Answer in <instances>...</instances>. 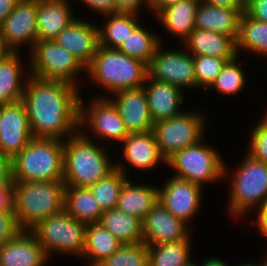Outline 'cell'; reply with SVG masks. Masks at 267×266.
<instances>
[{
  "instance_id": "obj_3",
  "label": "cell",
  "mask_w": 267,
  "mask_h": 266,
  "mask_svg": "<svg viewBox=\"0 0 267 266\" xmlns=\"http://www.w3.org/2000/svg\"><path fill=\"white\" fill-rule=\"evenodd\" d=\"M63 180L13 181V210L21 230H30L38 222L64 211Z\"/></svg>"
},
{
  "instance_id": "obj_4",
  "label": "cell",
  "mask_w": 267,
  "mask_h": 266,
  "mask_svg": "<svg viewBox=\"0 0 267 266\" xmlns=\"http://www.w3.org/2000/svg\"><path fill=\"white\" fill-rule=\"evenodd\" d=\"M86 75L93 84L102 87L112 95L118 91L144 86L148 76V65L141 60L129 57L118 49L98 46Z\"/></svg>"
},
{
  "instance_id": "obj_33",
  "label": "cell",
  "mask_w": 267,
  "mask_h": 266,
  "mask_svg": "<svg viewBox=\"0 0 267 266\" xmlns=\"http://www.w3.org/2000/svg\"><path fill=\"white\" fill-rule=\"evenodd\" d=\"M125 167V168H124ZM127 166L115 162V169L90 187L102 211L115 209L124 183L129 179Z\"/></svg>"
},
{
  "instance_id": "obj_27",
  "label": "cell",
  "mask_w": 267,
  "mask_h": 266,
  "mask_svg": "<svg viewBox=\"0 0 267 266\" xmlns=\"http://www.w3.org/2000/svg\"><path fill=\"white\" fill-rule=\"evenodd\" d=\"M200 0H183L163 9L156 17L163 30L183 43L196 28L195 17Z\"/></svg>"
},
{
  "instance_id": "obj_10",
  "label": "cell",
  "mask_w": 267,
  "mask_h": 266,
  "mask_svg": "<svg viewBox=\"0 0 267 266\" xmlns=\"http://www.w3.org/2000/svg\"><path fill=\"white\" fill-rule=\"evenodd\" d=\"M29 55L30 75L80 86L77 77L81 71L86 72V67L54 40L37 41Z\"/></svg>"
},
{
  "instance_id": "obj_11",
  "label": "cell",
  "mask_w": 267,
  "mask_h": 266,
  "mask_svg": "<svg viewBox=\"0 0 267 266\" xmlns=\"http://www.w3.org/2000/svg\"><path fill=\"white\" fill-rule=\"evenodd\" d=\"M108 97V98H107ZM87 105L83 98H79V131L87 129L98 140L121 143L130 133L128 132L117 107L109 99V96H96ZM87 126V128H86ZM89 128V129H88ZM89 130V131H88ZM100 138V139H99ZM113 143H112V142Z\"/></svg>"
},
{
  "instance_id": "obj_31",
  "label": "cell",
  "mask_w": 267,
  "mask_h": 266,
  "mask_svg": "<svg viewBox=\"0 0 267 266\" xmlns=\"http://www.w3.org/2000/svg\"><path fill=\"white\" fill-rule=\"evenodd\" d=\"M103 25H98L99 45L108 49H119L129 34L141 23L135 14L114 13L104 15Z\"/></svg>"
},
{
  "instance_id": "obj_49",
  "label": "cell",
  "mask_w": 267,
  "mask_h": 266,
  "mask_svg": "<svg viewBox=\"0 0 267 266\" xmlns=\"http://www.w3.org/2000/svg\"><path fill=\"white\" fill-rule=\"evenodd\" d=\"M20 0H0V26Z\"/></svg>"
},
{
  "instance_id": "obj_17",
  "label": "cell",
  "mask_w": 267,
  "mask_h": 266,
  "mask_svg": "<svg viewBox=\"0 0 267 266\" xmlns=\"http://www.w3.org/2000/svg\"><path fill=\"white\" fill-rule=\"evenodd\" d=\"M54 41L87 67L99 46V29L95 23L77 17L57 35Z\"/></svg>"
},
{
  "instance_id": "obj_12",
  "label": "cell",
  "mask_w": 267,
  "mask_h": 266,
  "mask_svg": "<svg viewBox=\"0 0 267 266\" xmlns=\"http://www.w3.org/2000/svg\"><path fill=\"white\" fill-rule=\"evenodd\" d=\"M160 43L148 65V76L182 90L197 89L193 56L185 49H164Z\"/></svg>"
},
{
  "instance_id": "obj_26",
  "label": "cell",
  "mask_w": 267,
  "mask_h": 266,
  "mask_svg": "<svg viewBox=\"0 0 267 266\" xmlns=\"http://www.w3.org/2000/svg\"><path fill=\"white\" fill-rule=\"evenodd\" d=\"M157 202V186L134 184L128 179L121 189L116 209L143 220Z\"/></svg>"
},
{
  "instance_id": "obj_25",
  "label": "cell",
  "mask_w": 267,
  "mask_h": 266,
  "mask_svg": "<svg viewBox=\"0 0 267 266\" xmlns=\"http://www.w3.org/2000/svg\"><path fill=\"white\" fill-rule=\"evenodd\" d=\"M19 52H10L0 60V103L10 105L22 100L28 71Z\"/></svg>"
},
{
  "instance_id": "obj_36",
  "label": "cell",
  "mask_w": 267,
  "mask_h": 266,
  "mask_svg": "<svg viewBox=\"0 0 267 266\" xmlns=\"http://www.w3.org/2000/svg\"><path fill=\"white\" fill-rule=\"evenodd\" d=\"M236 56L233 60L228 61L221 72L216 77L215 81L208 89H214L224 96H232L241 93L246 86L245 71L242 70L241 63Z\"/></svg>"
},
{
  "instance_id": "obj_34",
  "label": "cell",
  "mask_w": 267,
  "mask_h": 266,
  "mask_svg": "<svg viewBox=\"0 0 267 266\" xmlns=\"http://www.w3.org/2000/svg\"><path fill=\"white\" fill-rule=\"evenodd\" d=\"M143 23H140L124 40L123 44L118 49L129 57L141 60L149 65L151 59L155 53L156 48L163 40L158 34L152 33L150 28L146 30Z\"/></svg>"
},
{
  "instance_id": "obj_30",
  "label": "cell",
  "mask_w": 267,
  "mask_h": 266,
  "mask_svg": "<svg viewBox=\"0 0 267 266\" xmlns=\"http://www.w3.org/2000/svg\"><path fill=\"white\" fill-rule=\"evenodd\" d=\"M99 223L122 245L143 242L142 220L124 214L116 208L104 211Z\"/></svg>"
},
{
  "instance_id": "obj_16",
  "label": "cell",
  "mask_w": 267,
  "mask_h": 266,
  "mask_svg": "<svg viewBox=\"0 0 267 266\" xmlns=\"http://www.w3.org/2000/svg\"><path fill=\"white\" fill-rule=\"evenodd\" d=\"M1 126L0 153L12 159L33 138L26 106L22 101L5 105Z\"/></svg>"
},
{
  "instance_id": "obj_28",
  "label": "cell",
  "mask_w": 267,
  "mask_h": 266,
  "mask_svg": "<svg viewBox=\"0 0 267 266\" xmlns=\"http://www.w3.org/2000/svg\"><path fill=\"white\" fill-rule=\"evenodd\" d=\"M122 244L100 223L87 224L82 257L88 266H98L116 252Z\"/></svg>"
},
{
  "instance_id": "obj_18",
  "label": "cell",
  "mask_w": 267,
  "mask_h": 266,
  "mask_svg": "<svg viewBox=\"0 0 267 266\" xmlns=\"http://www.w3.org/2000/svg\"><path fill=\"white\" fill-rule=\"evenodd\" d=\"M117 107L129 133H146L152 130L144 86L118 91L109 98Z\"/></svg>"
},
{
  "instance_id": "obj_53",
  "label": "cell",
  "mask_w": 267,
  "mask_h": 266,
  "mask_svg": "<svg viewBox=\"0 0 267 266\" xmlns=\"http://www.w3.org/2000/svg\"><path fill=\"white\" fill-rule=\"evenodd\" d=\"M264 254H266L265 259L261 262H256L258 266H267V251Z\"/></svg>"
},
{
  "instance_id": "obj_29",
  "label": "cell",
  "mask_w": 267,
  "mask_h": 266,
  "mask_svg": "<svg viewBox=\"0 0 267 266\" xmlns=\"http://www.w3.org/2000/svg\"><path fill=\"white\" fill-rule=\"evenodd\" d=\"M64 210L84 224L99 223L103 214L90 188H65Z\"/></svg>"
},
{
  "instance_id": "obj_38",
  "label": "cell",
  "mask_w": 267,
  "mask_h": 266,
  "mask_svg": "<svg viewBox=\"0 0 267 266\" xmlns=\"http://www.w3.org/2000/svg\"><path fill=\"white\" fill-rule=\"evenodd\" d=\"M197 89H207L215 81L218 74L228 61L212 56H193Z\"/></svg>"
},
{
  "instance_id": "obj_6",
  "label": "cell",
  "mask_w": 267,
  "mask_h": 266,
  "mask_svg": "<svg viewBox=\"0 0 267 266\" xmlns=\"http://www.w3.org/2000/svg\"><path fill=\"white\" fill-rule=\"evenodd\" d=\"M230 179L228 214L236 219L263 208L267 202V163L248 153Z\"/></svg>"
},
{
  "instance_id": "obj_24",
  "label": "cell",
  "mask_w": 267,
  "mask_h": 266,
  "mask_svg": "<svg viewBox=\"0 0 267 266\" xmlns=\"http://www.w3.org/2000/svg\"><path fill=\"white\" fill-rule=\"evenodd\" d=\"M192 56H212L220 59H234L237 56L236 41L224 34L195 28L183 42Z\"/></svg>"
},
{
  "instance_id": "obj_23",
  "label": "cell",
  "mask_w": 267,
  "mask_h": 266,
  "mask_svg": "<svg viewBox=\"0 0 267 266\" xmlns=\"http://www.w3.org/2000/svg\"><path fill=\"white\" fill-rule=\"evenodd\" d=\"M245 8H226L199 1L195 27L232 37H238L240 18Z\"/></svg>"
},
{
  "instance_id": "obj_15",
  "label": "cell",
  "mask_w": 267,
  "mask_h": 266,
  "mask_svg": "<svg viewBox=\"0 0 267 266\" xmlns=\"http://www.w3.org/2000/svg\"><path fill=\"white\" fill-rule=\"evenodd\" d=\"M190 228L158 201L142 220L143 242L147 246L190 240Z\"/></svg>"
},
{
  "instance_id": "obj_19",
  "label": "cell",
  "mask_w": 267,
  "mask_h": 266,
  "mask_svg": "<svg viewBox=\"0 0 267 266\" xmlns=\"http://www.w3.org/2000/svg\"><path fill=\"white\" fill-rule=\"evenodd\" d=\"M144 90L153 123L173 118L183 112L181 104L185 96L181 88L147 76Z\"/></svg>"
},
{
  "instance_id": "obj_41",
  "label": "cell",
  "mask_w": 267,
  "mask_h": 266,
  "mask_svg": "<svg viewBox=\"0 0 267 266\" xmlns=\"http://www.w3.org/2000/svg\"><path fill=\"white\" fill-rule=\"evenodd\" d=\"M116 13L135 14L140 16L143 9L149 10V0H115Z\"/></svg>"
},
{
  "instance_id": "obj_35",
  "label": "cell",
  "mask_w": 267,
  "mask_h": 266,
  "mask_svg": "<svg viewBox=\"0 0 267 266\" xmlns=\"http://www.w3.org/2000/svg\"><path fill=\"white\" fill-rule=\"evenodd\" d=\"M191 240L148 247L149 266H187L192 261Z\"/></svg>"
},
{
  "instance_id": "obj_46",
  "label": "cell",
  "mask_w": 267,
  "mask_h": 266,
  "mask_svg": "<svg viewBox=\"0 0 267 266\" xmlns=\"http://www.w3.org/2000/svg\"><path fill=\"white\" fill-rule=\"evenodd\" d=\"M256 212V221L254 220L252 224L255 223V226L258 228L262 236L267 237V202L264 204L262 209L257 210Z\"/></svg>"
},
{
  "instance_id": "obj_47",
  "label": "cell",
  "mask_w": 267,
  "mask_h": 266,
  "mask_svg": "<svg viewBox=\"0 0 267 266\" xmlns=\"http://www.w3.org/2000/svg\"><path fill=\"white\" fill-rule=\"evenodd\" d=\"M183 0H149V11L156 17L163 9Z\"/></svg>"
},
{
  "instance_id": "obj_54",
  "label": "cell",
  "mask_w": 267,
  "mask_h": 266,
  "mask_svg": "<svg viewBox=\"0 0 267 266\" xmlns=\"http://www.w3.org/2000/svg\"><path fill=\"white\" fill-rule=\"evenodd\" d=\"M4 107H5V104L0 103V128L2 127L1 126V119H2V116H3V109H4ZM0 131H1V129H0Z\"/></svg>"
},
{
  "instance_id": "obj_22",
  "label": "cell",
  "mask_w": 267,
  "mask_h": 266,
  "mask_svg": "<svg viewBox=\"0 0 267 266\" xmlns=\"http://www.w3.org/2000/svg\"><path fill=\"white\" fill-rule=\"evenodd\" d=\"M70 0H37V41L54 40L77 16Z\"/></svg>"
},
{
  "instance_id": "obj_39",
  "label": "cell",
  "mask_w": 267,
  "mask_h": 266,
  "mask_svg": "<svg viewBox=\"0 0 267 266\" xmlns=\"http://www.w3.org/2000/svg\"><path fill=\"white\" fill-rule=\"evenodd\" d=\"M247 153L254 159L267 163V113L252 128Z\"/></svg>"
},
{
  "instance_id": "obj_44",
  "label": "cell",
  "mask_w": 267,
  "mask_h": 266,
  "mask_svg": "<svg viewBox=\"0 0 267 266\" xmlns=\"http://www.w3.org/2000/svg\"><path fill=\"white\" fill-rule=\"evenodd\" d=\"M13 187L11 158L0 153V188Z\"/></svg>"
},
{
  "instance_id": "obj_37",
  "label": "cell",
  "mask_w": 267,
  "mask_h": 266,
  "mask_svg": "<svg viewBox=\"0 0 267 266\" xmlns=\"http://www.w3.org/2000/svg\"><path fill=\"white\" fill-rule=\"evenodd\" d=\"M98 266H149L148 247L144 242L122 245Z\"/></svg>"
},
{
  "instance_id": "obj_9",
  "label": "cell",
  "mask_w": 267,
  "mask_h": 266,
  "mask_svg": "<svg viewBox=\"0 0 267 266\" xmlns=\"http://www.w3.org/2000/svg\"><path fill=\"white\" fill-rule=\"evenodd\" d=\"M206 113L185 110L170 119L158 121L152 126V133L161 156L167 161L176 152L205 139ZM204 133V134H203Z\"/></svg>"
},
{
  "instance_id": "obj_48",
  "label": "cell",
  "mask_w": 267,
  "mask_h": 266,
  "mask_svg": "<svg viewBox=\"0 0 267 266\" xmlns=\"http://www.w3.org/2000/svg\"><path fill=\"white\" fill-rule=\"evenodd\" d=\"M200 1L232 9V8H245L246 0H200Z\"/></svg>"
},
{
  "instance_id": "obj_55",
  "label": "cell",
  "mask_w": 267,
  "mask_h": 266,
  "mask_svg": "<svg viewBox=\"0 0 267 266\" xmlns=\"http://www.w3.org/2000/svg\"><path fill=\"white\" fill-rule=\"evenodd\" d=\"M187 266H200V263L199 265L197 263H195L194 261H191Z\"/></svg>"
},
{
  "instance_id": "obj_13",
  "label": "cell",
  "mask_w": 267,
  "mask_h": 266,
  "mask_svg": "<svg viewBox=\"0 0 267 266\" xmlns=\"http://www.w3.org/2000/svg\"><path fill=\"white\" fill-rule=\"evenodd\" d=\"M158 187V201L173 216L188 226L201 210L203 188L190 181L170 176Z\"/></svg>"
},
{
  "instance_id": "obj_14",
  "label": "cell",
  "mask_w": 267,
  "mask_h": 266,
  "mask_svg": "<svg viewBox=\"0 0 267 266\" xmlns=\"http://www.w3.org/2000/svg\"><path fill=\"white\" fill-rule=\"evenodd\" d=\"M36 15L37 0H20L4 20L0 34L11 52H20L22 46L32 51L37 42Z\"/></svg>"
},
{
  "instance_id": "obj_52",
  "label": "cell",
  "mask_w": 267,
  "mask_h": 266,
  "mask_svg": "<svg viewBox=\"0 0 267 266\" xmlns=\"http://www.w3.org/2000/svg\"><path fill=\"white\" fill-rule=\"evenodd\" d=\"M243 263H239L236 266H258L257 263L254 260H253V262L252 261H248V262L246 261V262H243Z\"/></svg>"
},
{
  "instance_id": "obj_1",
  "label": "cell",
  "mask_w": 267,
  "mask_h": 266,
  "mask_svg": "<svg viewBox=\"0 0 267 266\" xmlns=\"http://www.w3.org/2000/svg\"><path fill=\"white\" fill-rule=\"evenodd\" d=\"M79 88L29 74L21 101L33 138L65 141L79 131Z\"/></svg>"
},
{
  "instance_id": "obj_50",
  "label": "cell",
  "mask_w": 267,
  "mask_h": 266,
  "mask_svg": "<svg viewBox=\"0 0 267 266\" xmlns=\"http://www.w3.org/2000/svg\"><path fill=\"white\" fill-rule=\"evenodd\" d=\"M200 266H231L228 265L225 261L221 258H216L212 255V257L205 258L203 263L201 262Z\"/></svg>"
},
{
  "instance_id": "obj_7",
  "label": "cell",
  "mask_w": 267,
  "mask_h": 266,
  "mask_svg": "<svg viewBox=\"0 0 267 266\" xmlns=\"http://www.w3.org/2000/svg\"><path fill=\"white\" fill-rule=\"evenodd\" d=\"M216 147L205 140L176 152L166 161V166L173 170V176L185 179L202 187L229 178L228 164ZM228 171V172H227Z\"/></svg>"
},
{
  "instance_id": "obj_32",
  "label": "cell",
  "mask_w": 267,
  "mask_h": 266,
  "mask_svg": "<svg viewBox=\"0 0 267 266\" xmlns=\"http://www.w3.org/2000/svg\"><path fill=\"white\" fill-rule=\"evenodd\" d=\"M246 51L258 58H267V22L252 19L245 12L240 18L238 37L236 40V52Z\"/></svg>"
},
{
  "instance_id": "obj_51",
  "label": "cell",
  "mask_w": 267,
  "mask_h": 266,
  "mask_svg": "<svg viewBox=\"0 0 267 266\" xmlns=\"http://www.w3.org/2000/svg\"><path fill=\"white\" fill-rule=\"evenodd\" d=\"M11 51L6 47L3 38L0 34V60L8 55Z\"/></svg>"
},
{
  "instance_id": "obj_2",
  "label": "cell",
  "mask_w": 267,
  "mask_h": 266,
  "mask_svg": "<svg viewBox=\"0 0 267 266\" xmlns=\"http://www.w3.org/2000/svg\"><path fill=\"white\" fill-rule=\"evenodd\" d=\"M78 131L64 141L63 182L66 186L90 188L115 169L108 148Z\"/></svg>"
},
{
  "instance_id": "obj_42",
  "label": "cell",
  "mask_w": 267,
  "mask_h": 266,
  "mask_svg": "<svg viewBox=\"0 0 267 266\" xmlns=\"http://www.w3.org/2000/svg\"><path fill=\"white\" fill-rule=\"evenodd\" d=\"M245 13L252 19L267 22V0H246Z\"/></svg>"
},
{
  "instance_id": "obj_5",
  "label": "cell",
  "mask_w": 267,
  "mask_h": 266,
  "mask_svg": "<svg viewBox=\"0 0 267 266\" xmlns=\"http://www.w3.org/2000/svg\"><path fill=\"white\" fill-rule=\"evenodd\" d=\"M64 141L32 138L11 159L12 181L63 180Z\"/></svg>"
},
{
  "instance_id": "obj_20",
  "label": "cell",
  "mask_w": 267,
  "mask_h": 266,
  "mask_svg": "<svg viewBox=\"0 0 267 266\" xmlns=\"http://www.w3.org/2000/svg\"><path fill=\"white\" fill-rule=\"evenodd\" d=\"M48 262L42 246L29 230H21L0 247L1 266H45Z\"/></svg>"
},
{
  "instance_id": "obj_8",
  "label": "cell",
  "mask_w": 267,
  "mask_h": 266,
  "mask_svg": "<svg viewBox=\"0 0 267 266\" xmlns=\"http://www.w3.org/2000/svg\"><path fill=\"white\" fill-rule=\"evenodd\" d=\"M29 231L35 236L50 261L55 252L82 257L86 224L74 219L65 210L38 222Z\"/></svg>"
},
{
  "instance_id": "obj_45",
  "label": "cell",
  "mask_w": 267,
  "mask_h": 266,
  "mask_svg": "<svg viewBox=\"0 0 267 266\" xmlns=\"http://www.w3.org/2000/svg\"><path fill=\"white\" fill-rule=\"evenodd\" d=\"M13 187L0 188V211L13 210Z\"/></svg>"
},
{
  "instance_id": "obj_40",
  "label": "cell",
  "mask_w": 267,
  "mask_h": 266,
  "mask_svg": "<svg viewBox=\"0 0 267 266\" xmlns=\"http://www.w3.org/2000/svg\"><path fill=\"white\" fill-rule=\"evenodd\" d=\"M21 231L14 211H0V247Z\"/></svg>"
},
{
  "instance_id": "obj_21",
  "label": "cell",
  "mask_w": 267,
  "mask_h": 266,
  "mask_svg": "<svg viewBox=\"0 0 267 266\" xmlns=\"http://www.w3.org/2000/svg\"><path fill=\"white\" fill-rule=\"evenodd\" d=\"M122 159L127 166L137 170L148 171L156 168L166 160L161 156L152 131L146 133H130L121 142Z\"/></svg>"
},
{
  "instance_id": "obj_43",
  "label": "cell",
  "mask_w": 267,
  "mask_h": 266,
  "mask_svg": "<svg viewBox=\"0 0 267 266\" xmlns=\"http://www.w3.org/2000/svg\"><path fill=\"white\" fill-rule=\"evenodd\" d=\"M80 2L102 16L116 13L115 0H80Z\"/></svg>"
}]
</instances>
